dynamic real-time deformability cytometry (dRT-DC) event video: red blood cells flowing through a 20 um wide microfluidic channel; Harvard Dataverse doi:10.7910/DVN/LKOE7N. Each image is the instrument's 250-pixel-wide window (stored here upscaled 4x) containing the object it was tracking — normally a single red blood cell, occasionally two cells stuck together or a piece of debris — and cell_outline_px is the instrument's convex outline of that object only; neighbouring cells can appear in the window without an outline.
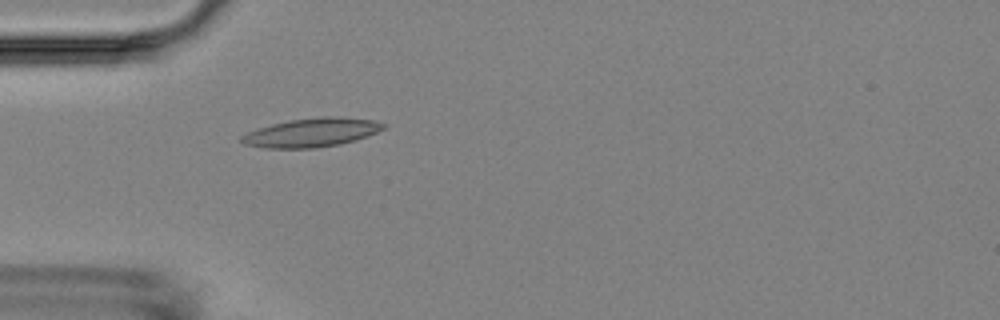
{"species": "Egyptian fruit bat (a non-hibernating species)", "species_latin": "Rousettus aegyptiacus", "temperature_condition": "room temperature", "stored_images_in_passage": 4, "camera_frame_rate_fps": 3000, "um_per_image_px": 0.085, "animal": {"sex": "female"}, "frame": {"image": 1, "passage_image": 4, "time_ms": 3.667, "image_size_px": [1000, 320], "cell_outline_px": [[388, 124], [384, 128], [376, 132], [356, 140], [340, 144], [316, 148], [264, 148], [244, 144], [240, 140], [240, 136], [256, 128], [288, 120], [324, 116], [340, 116], [376, 120]], "centroid_in_image_um": [26.5, 11.26], "position_along_channel_um": 58.5, "area_um2": 24.04}}